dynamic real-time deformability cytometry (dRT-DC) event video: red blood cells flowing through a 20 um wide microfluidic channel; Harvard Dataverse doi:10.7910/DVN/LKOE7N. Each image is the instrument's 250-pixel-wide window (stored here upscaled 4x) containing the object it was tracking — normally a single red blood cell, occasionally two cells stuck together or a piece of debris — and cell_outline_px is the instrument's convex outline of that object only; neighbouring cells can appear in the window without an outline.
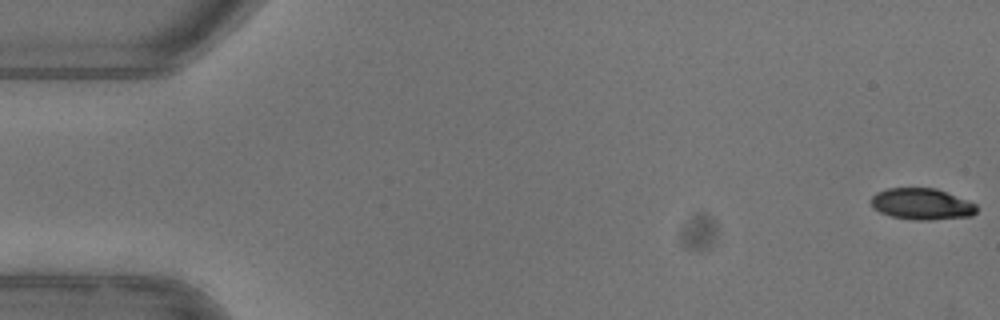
{"species": "common noctule bat (a hibernating species)", "species_latin": "Nyctalus noctula", "temperature_condition": "warm", "stored_images_in_passage": 52, "camera_frame_rate_fps": 3000, "um_per_image_px": 0.085, "animal": {"sex": "female"}, "frame": {"image": 1, "passage_image": 1, "time_ms": 0.0, "image_size_px": [1000, 320], "cell_outline_px": [[976, 212], [972, 216], [932, 220], [916, 220], [892, 216], [880, 212], [872, 208], [872, 196], [876, 192], [888, 188], [936, 188], [976, 204]], "centroid_in_image_um": [78.34, 17.34], "position_along_channel_um": 6.7, "area_um2": 19.19}}
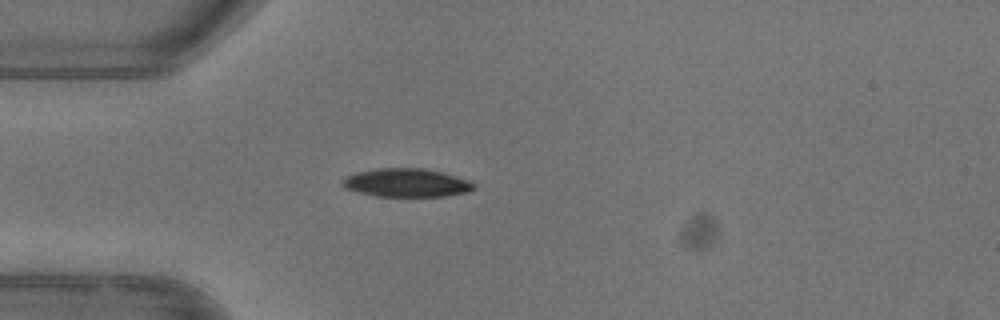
{"frame": {"image": 2, "passage_image": 15, "time_ms": 4.667, "image_size_px": [1000, 320], "cell_outline_px": [[476, 188], [468, 192], [444, 196], [376, 196], [344, 188], [340, 184], [348, 176], [356, 172], [380, 168], [424, 168], [440, 172], [468, 180], [476, 184]], "centroid_in_image_um": [34.57, 15.54], "position_along_channel_um": 50.4, "area_um2": 21.56}}
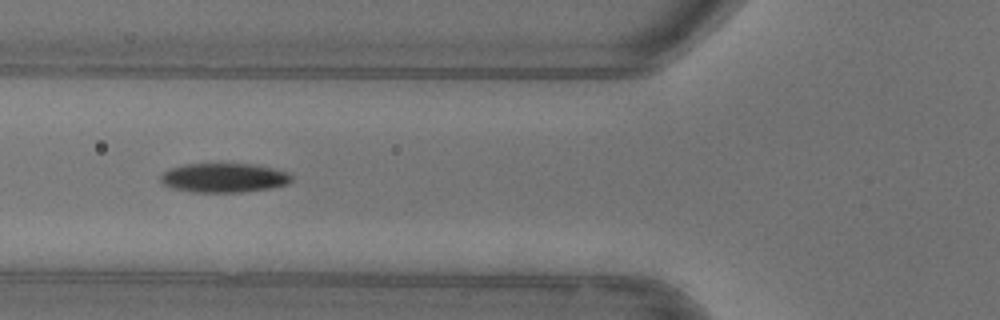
{"frame": {"image": 3, "passage_image": 20, "time_ms": 6.333, "image_size_px": [1000, 320], "cell_outline_px": [[292, 180], [288, 184], [272, 188], [240, 192], [192, 192], [172, 188], [164, 184], [160, 180], [160, 176], [168, 168], [184, 164], [252, 164], [272, 168], [288, 172], [292, 176]], "centroid_in_image_um": [19.03, 15.11], "position_along_channel_um": 106.8, "area_um2": 22.37}, "authors_computed_cell_mechanics": {"area_um2": 21.9062, "velocity_mm_per_s": 3.9757, "shape_relaxation_time_tau1_ms": 2.9919, "shape_relaxation_time_tau2_ms": 5.5063, "deformation_change_tau1": 0.1484, "deformation_change_tau2": 0.0812}}